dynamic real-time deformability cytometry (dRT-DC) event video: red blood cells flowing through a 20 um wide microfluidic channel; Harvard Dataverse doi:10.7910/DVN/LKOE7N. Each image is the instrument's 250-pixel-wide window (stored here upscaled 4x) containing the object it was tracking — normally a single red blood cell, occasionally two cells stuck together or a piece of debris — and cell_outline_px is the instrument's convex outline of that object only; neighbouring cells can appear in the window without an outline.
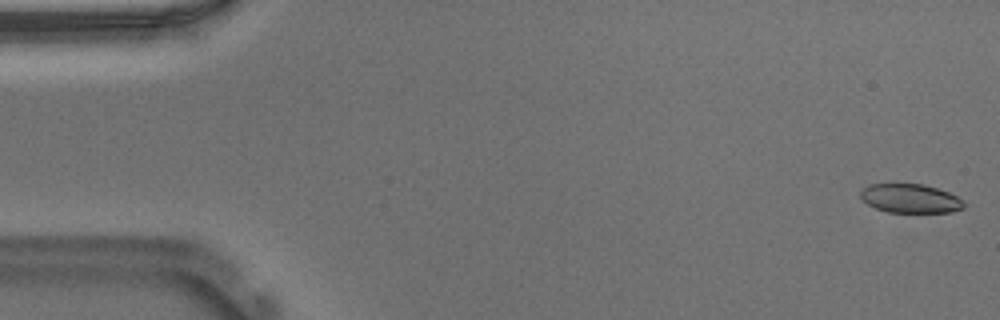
{"species": "Egyptian fruit bat (a non-hibernating species)", "species_latin": "Rousettus aegyptiacus", "temperature_condition": "warm", "stored_images_in_passage": 54, "camera_frame_rate_fps": 3000, "um_per_image_px": 0.085, "animal": {"sex": "male"}, "frame": {"image": 1, "passage_image": 1, "time_ms": 0.0, "image_size_px": [1000, 320], "cell_outline_px": [[964, 208], [952, 212], [888, 212], [876, 208], [868, 204], [860, 196], [860, 188], [868, 184], [892, 180], [924, 184], [948, 192], [964, 200]], "centroid_in_image_um": [77.31, 16.8], "position_along_channel_um": 7.7, "area_um2": 18.26}}
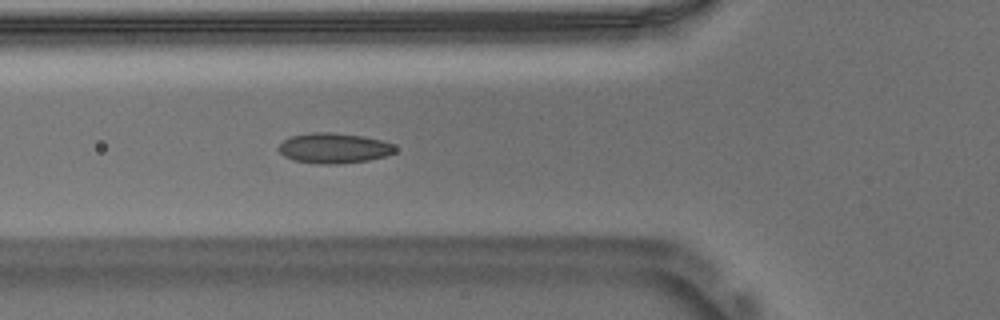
{"frame": {"image": 2, "passage_image": 19, "time_ms": 6.0, "image_size_px": [1000, 320], "cell_outline_px": [[396, 152], [388, 156], [368, 160], [336, 164], [316, 164], [292, 160], [284, 156], [276, 148], [284, 140], [292, 136], [312, 132], [328, 132], [364, 136], [380, 140], [392, 144], [396, 148]], "centroid_in_image_um": [28.37, 12.6], "position_along_channel_um": 97.4, "area_um2": 20.63}}
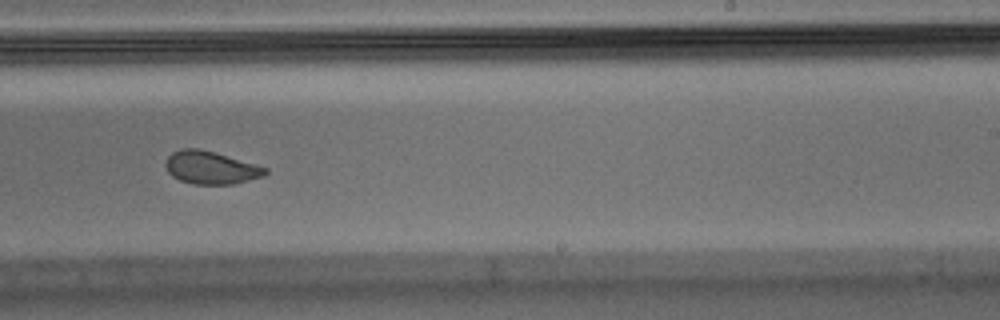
{"frame": {"image": 3, "passage_image": 33, "time_ms": 10.667, "image_size_px": [1000, 320], "cell_outline_px": [[268, 172], [264, 176], [236, 184], [192, 184], [180, 180], [172, 176], [168, 172], [164, 164], [168, 156], [172, 152], [180, 148], [200, 148], [256, 164], [268, 168]], "centroid_in_image_um": [17.92, 14.25], "position_along_channel_um": 271.1, "area_um2": 19.25}, "authors_computed_cell_mechanics": {"area_um2": 19.5364, "velocity_mm_per_s": 3.7163, "shape_relaxation_time_tau1_ms": 5.8512, "shape_relaxation_time_tau2_ms": 1.2134, "deformation_change_tau1": 0.1372, "deformation_change_tau2": 0.0581}}